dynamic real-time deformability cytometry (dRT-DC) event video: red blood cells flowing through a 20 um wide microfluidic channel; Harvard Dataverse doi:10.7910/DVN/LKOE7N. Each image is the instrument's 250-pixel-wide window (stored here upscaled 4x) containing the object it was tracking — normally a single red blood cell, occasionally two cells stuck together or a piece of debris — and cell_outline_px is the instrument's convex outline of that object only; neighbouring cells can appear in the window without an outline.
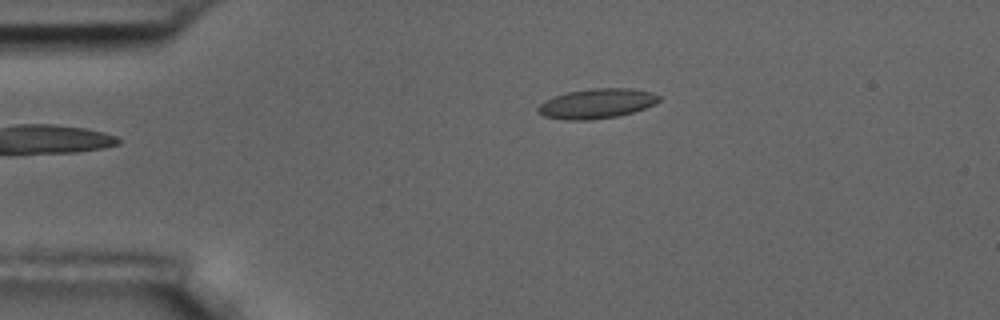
{"species": "common noctule bat (a hibernating species)", "species_latin": "Nyctalus noctula", "temperature_condition": "room temperature", "stored_images_in_passage": 6, "camera_frame_rate_fps": 3000, "um_per_image_px": 0.085, "animal": {"sex": "male", "body_mass_g": 17.5, "forearm_length_mm": 52.3}, "frame": {"image": 1, "passage_image": 6, "time_ms": 5.667, "image_size_px": [1000, 320], "cell_outline_px": [[660, 100], [656, 104], [632, 112], [616, 116], [588, 120], [564, 120], [544, 116], [536, 112], [536, 108], [544, 100], [568, 92], [592, 88], [632, 88], [652, 92], [660, 96]], "centroid_in_image_um": [50.71, 8.8], "position_along_channel_um": 34.3, "area_um2": 21.04}}